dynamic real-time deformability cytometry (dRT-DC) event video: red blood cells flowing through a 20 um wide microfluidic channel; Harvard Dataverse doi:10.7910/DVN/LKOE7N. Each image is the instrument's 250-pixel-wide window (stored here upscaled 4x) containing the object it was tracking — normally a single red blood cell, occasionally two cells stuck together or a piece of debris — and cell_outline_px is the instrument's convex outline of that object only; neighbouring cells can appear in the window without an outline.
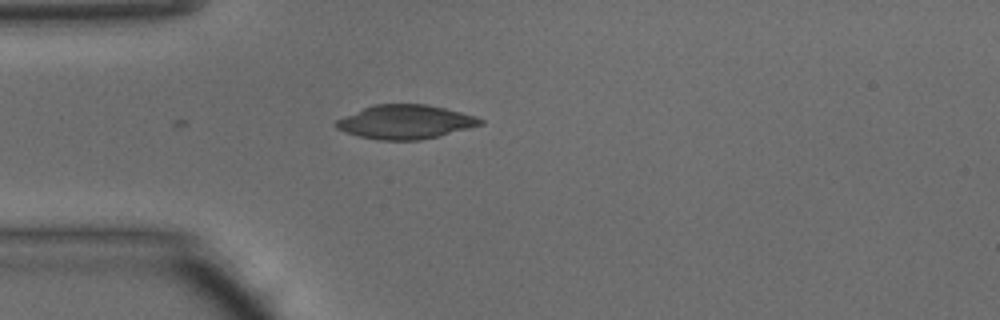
{"species": "common noctule bat (a hibernating species)", "species_latin": "Nyctalus noctula", "temperature_condition": "warm", "stored_images_in_passage": 5, "camera_frame_rate_fps": 3000, "um_per_image_px": 0.085, "animal": {"sex": "male", "body_mass_g": 15.6}, "frame": {"image": 1, "passage_image": 1, "time_ms": 0.0, "image_size_px": [1000, 320], "cell_outline_px": [[484, 124], [420, 140], [376, 140], [344, 132], [336, 128], [332, 124], [336, 120], [344, 116], [372, 104], [428, 104], [476, 116], [484, 120]], "centroid_in_image_um": [34.41, 10.36], "position_along_channel_um": 50.6, "area_um2": 28.5}}